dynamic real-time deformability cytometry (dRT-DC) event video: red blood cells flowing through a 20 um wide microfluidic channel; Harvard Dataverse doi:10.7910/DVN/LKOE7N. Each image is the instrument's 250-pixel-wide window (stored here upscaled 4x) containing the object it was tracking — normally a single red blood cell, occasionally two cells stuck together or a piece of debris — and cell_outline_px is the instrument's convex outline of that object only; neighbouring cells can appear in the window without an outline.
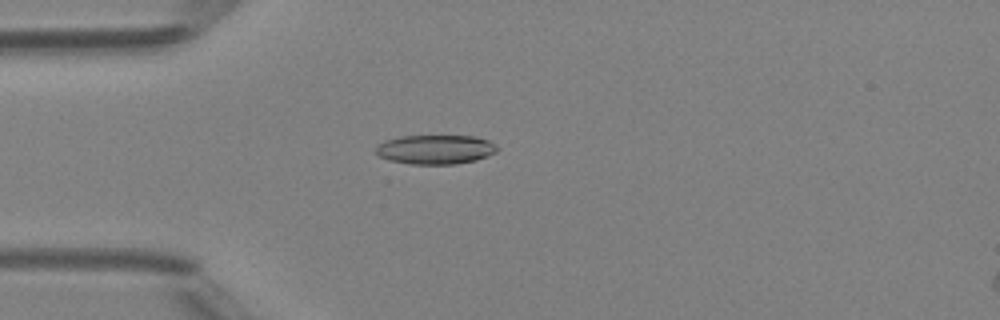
{"species": "Egyptian fruit bat (a non-hibernating species)", "species_latin": "Rousettus aegyptiacus", "temperature_condition": "room temperature", "stored_images_in_passage": 49, "camera_frame_rate_fps": 3000, "um_per_image_px": 0.085, "animal": {"sex": "female"}, "frame": {"image": 1, "passage_image": 14, "time_ms": 4.333, "image_size_px": [1000, 320], "cell_outline_px": [[500, 148], [496, 152], [476, 160], [456, 164], [412, 164], [388, 160], [380, 156], [376, 152], [376, 148], [384, 140], [400, 136], [476, 136], [488, 140], [496, 144]], "centroid_in_image_um": [37.04, 12.7], "position_along_channel_um": 48.0, "area_um2": 20.75}}
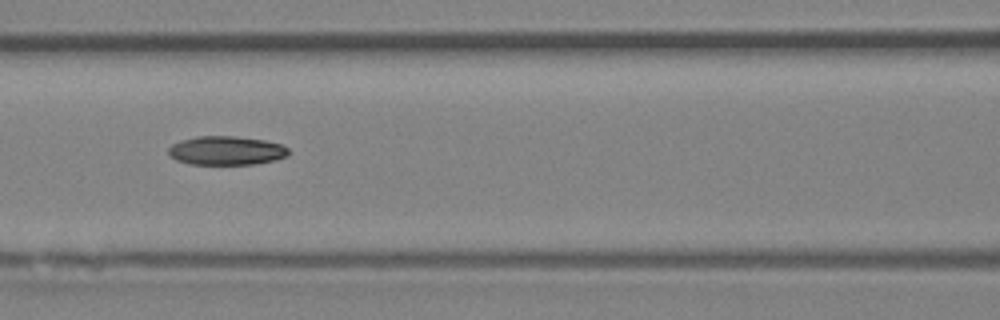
{"frame": {"image": 2, "passage_image": 22, "time_ms": 7.0, "image_size_px": [1000, 320], "cell_outline_px": [[288, 156], [276, 160], [256, 164], [188, 164], [176, 160], [168, 152], [168, 148], [172, 144], [180, 140], [196, 136], [236, 136], [264, 140], [280, 144], [288, 148]], "centroid_in_image_um": [19.23, 12.8], "position_along_channel_um": 147.4, "area_um2": 20.29}}
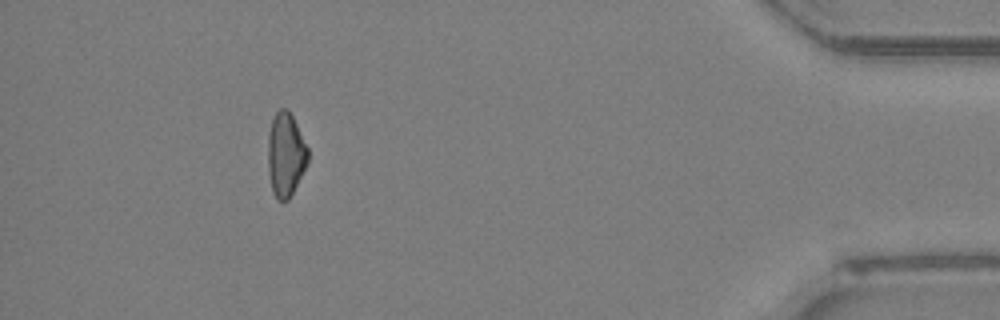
{"frame": {"image": 3, "passage_image": 45, "time_ms": 14.667, "image_size_px": [1000, 320], "cell_outline_px": [[308, 164], [288, 200], [276, 200], [272, 192], [268, 172], [268, 136], [272, 120], [276, 112], [280, 108], [288, 108], [308, 148]], "centroid_in_image_um": [24.27, 13.15], "position_along_channel_um": 410.9, "area_um2": 19.59}, "authors_computed_cell_mechanics": {"area_um2": 20.7502, "velocity_mm_per_s": 4.2295, "shape_relaxation_time_tau1_ms": 8.6758, "shape_relaxation_time_tau2_ms": null, "deformation_change_tau1": 0.1708, "deformation_change_tau2": null}}